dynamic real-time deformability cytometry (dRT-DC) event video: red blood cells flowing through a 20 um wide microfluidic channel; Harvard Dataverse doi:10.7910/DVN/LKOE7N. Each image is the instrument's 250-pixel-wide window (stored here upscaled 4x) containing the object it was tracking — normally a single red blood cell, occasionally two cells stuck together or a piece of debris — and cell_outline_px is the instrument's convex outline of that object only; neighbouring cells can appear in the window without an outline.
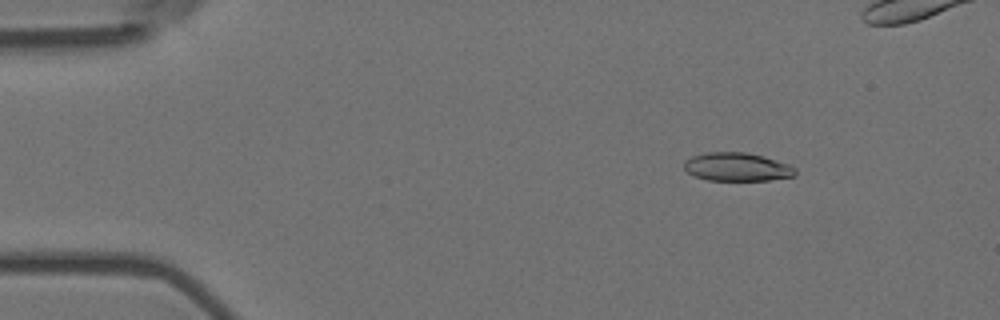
{"species": "Egyptian fruit bat (a non-hibernating species)", "species_latin": "Rousettus aegyptiacus", "temperature_condition": "room temperature", "stored_images_in_passage": 58, "camera_frame_rate_fps": 3000, "um_per_image_px": 0.085, "animal": {"sex": "female"}, "frame": {"image": 1, "passage_image": 8, "time_ms": 2.333, "image_size_px": [1000, 320], "cell_outline_px": [[796, 176], [768, 180], [708, 180], [696, 176], [688, 172], [684, 168], [684, 160], [692, 156], [704, 152], [748, 152], [764, 156], [788, 164], [796, 168]], "centroid_in_image_um": [62.66, 14.18], "position_along_channel_um": 22.3, "area_um2": 18.5}}
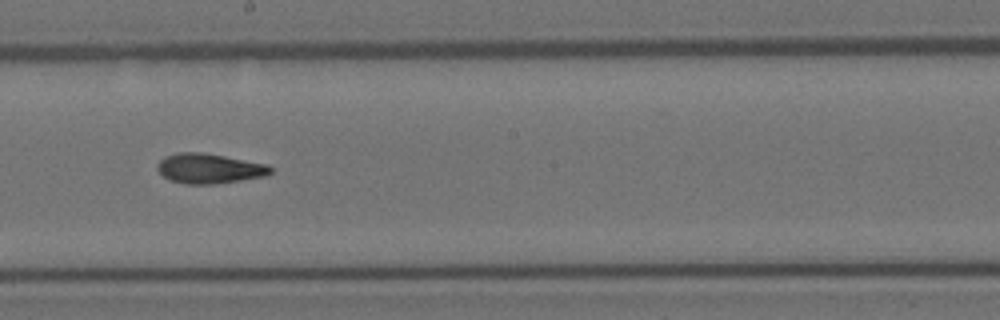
{"frame": {"image": 2, "passage_image": 32, "time_ms": 10.333, "image_size_px": [1000, 320], "cell_outline_px": [[272, 172], [268, 176], [212, 184], [184, 184], [172, 180], [164, 176], [156, 168], [156, 164], [164, 156], [176, 152], [200, 152], [224, 156], [268, 164], [272, 168]], "centroid_in_image_um": [17.79, 14.31], "position_along_channel_um": 230.4, "area_um2": 19.77}}
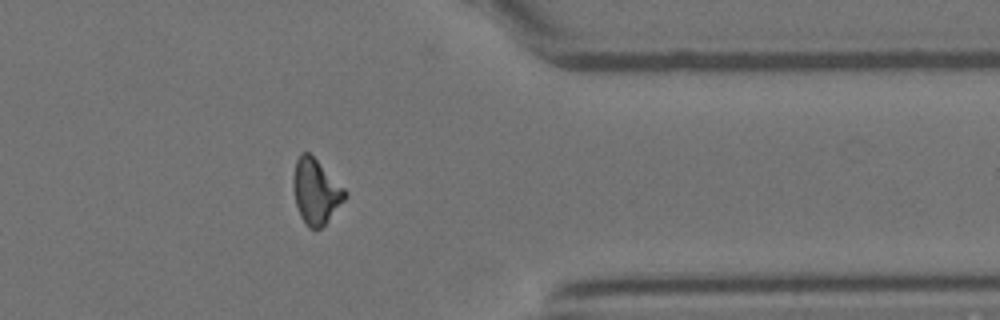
{"frame": {"image": 3, "passage_image": 46, "time_ms": 15.0, "image_size_px": [1000, 320], "cell_outline_px": [[348, 196], [324, 224], [320, 228], [308, 228], [304, 224], [300, 216], [296, 204], [292, 188], [292, 180], [296, 160], [300, 152], [308, 152], [348, 192]], "centroid_in_image_um": [26.82, 16.28], "position_along_channel_um": 384.6, "area_um2": 19.42}, "authors_computed_cell_mechanics": {"area_um2": 19.0162, "velocity_mm_per_s": 3.5897, "shape_relaxation_time_tau1_ms": null, "shape_relaxation_time_tau2_ms": 5.9088, "deformation_change_tau1": null, "deformation_change_tau2": 0.1599}}